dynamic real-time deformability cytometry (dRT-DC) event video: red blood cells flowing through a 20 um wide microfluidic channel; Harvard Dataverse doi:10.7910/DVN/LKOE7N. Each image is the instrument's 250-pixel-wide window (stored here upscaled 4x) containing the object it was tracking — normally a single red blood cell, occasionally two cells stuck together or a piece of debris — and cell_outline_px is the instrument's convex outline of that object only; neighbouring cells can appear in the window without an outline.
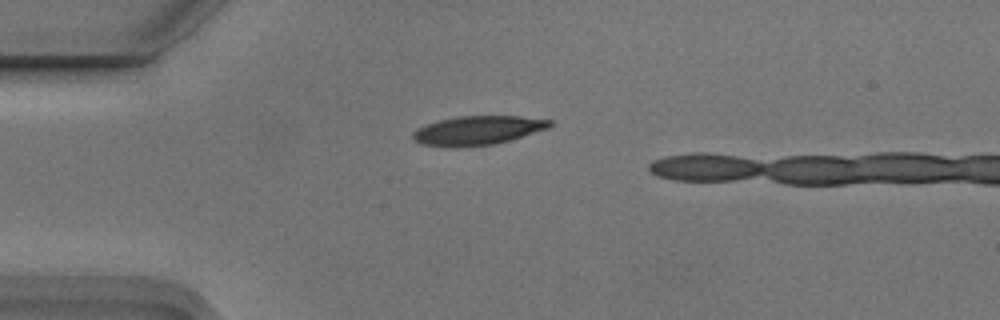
{"species": "Egyptian fruit bat (a non-hibernating species)", "species_latin": "Rousettus aegyptiacus", "temperature_condition": "cold", "stored_images_in_passage": 3, "camera_frame_rate_fps": 3000, "um_per_image_px": 0.085, "animal": {"sex": "male"}, "frame": {"image": 1, "passage_image": 1, "time_ms": 0.0, "image_size_px": [1000, 320], "cell_outline_px": [[556, 124], [548, 128], [508, 140], [492, 144], [456, 148], [444, 148], [420, 144], [412, 140], [412, 132], [428, 124], [440, 120], [460, 116], [520, 116], [552, 120]], "centroid_in_image_um": [40.58, 11.1], "position_along_channel_um": 44.4, "area_um2": 23.24}}